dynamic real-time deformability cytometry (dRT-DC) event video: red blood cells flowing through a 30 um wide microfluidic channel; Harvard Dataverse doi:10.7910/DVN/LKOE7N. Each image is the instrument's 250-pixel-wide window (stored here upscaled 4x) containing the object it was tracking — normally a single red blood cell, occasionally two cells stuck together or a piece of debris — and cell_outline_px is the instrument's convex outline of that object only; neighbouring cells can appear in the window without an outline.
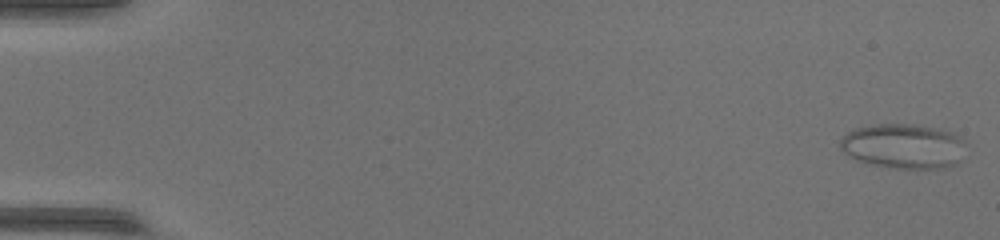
{"species": "common noctule bat (a hibernating species)", "species_latin": "Nyctalus noctula", "temperature_condition": "warm", "stored_images_in_passage": 52, "camera_frame_rate_fps": 3000, "um_per_image_px": 0.085, "animal": {"sex": "female", "body_mass_g": 17.0, "forearm_length_mm": 48.0}, "frame": {"image": 1, "passage_image": 1, "time_ms": 0.0, "image_size_px": [1000, 240], "cell_outline_px": [[964, 144], [960, 160], [956, 164], [944, 168], [888, 168], [856, 160], [848, 156], [840, 148], [840, 136], [856, 128], [872, 124], [916, 124], [940, 128], [956, 132], [964, 140]], "centroid_in_image_um": [76.79, 12.41], "position_along_channel_um": 8.2, "area_um2": 33.29}}
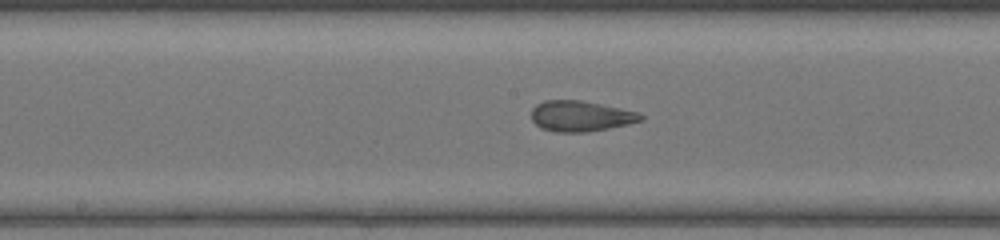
{"frame": {"image": 2, "passage_image": 28, "time_ms": 9.0, "image_size_px": [1000, 240], "cell_outline_px": [[644, 120], [628, 124], [588, 132], [556, 132], [540, 128], [532, 120], [532, 108], [536, 104], [544, 100], [580, 100], [636, 112], [644, 116]], "centroid_in_image_um": [49.32, 9.88], "position_along_channel_um": 198.9, "area_um2": 19.36}}
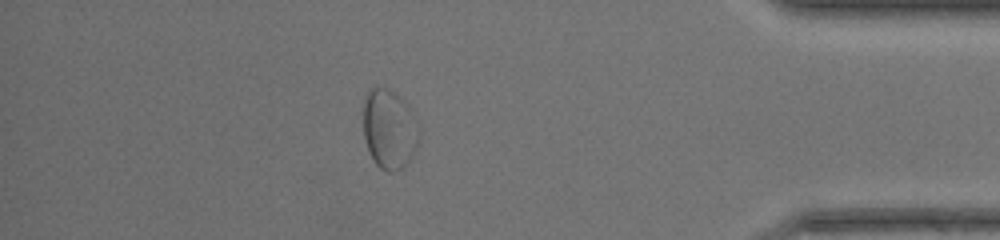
{"frame": {"image": 3, "passage_image": 46, "time_ms": 15.0, "image_size_px": [1000, 240], "cell_outline_px": [[420, 140], [412, 156], [404, 168], [392, 172], [388, 172], [380, 168], [372, 160], [368, 152], [364, 140], [364, 100], [368, 92], [372, 88], [384, 88], [392, 92], [416, 116], [420, 132]], "centroid_in_image_um": [33.1, 11.06], "position_along_channel_um": 402.1, "area_um2": 25.84}}